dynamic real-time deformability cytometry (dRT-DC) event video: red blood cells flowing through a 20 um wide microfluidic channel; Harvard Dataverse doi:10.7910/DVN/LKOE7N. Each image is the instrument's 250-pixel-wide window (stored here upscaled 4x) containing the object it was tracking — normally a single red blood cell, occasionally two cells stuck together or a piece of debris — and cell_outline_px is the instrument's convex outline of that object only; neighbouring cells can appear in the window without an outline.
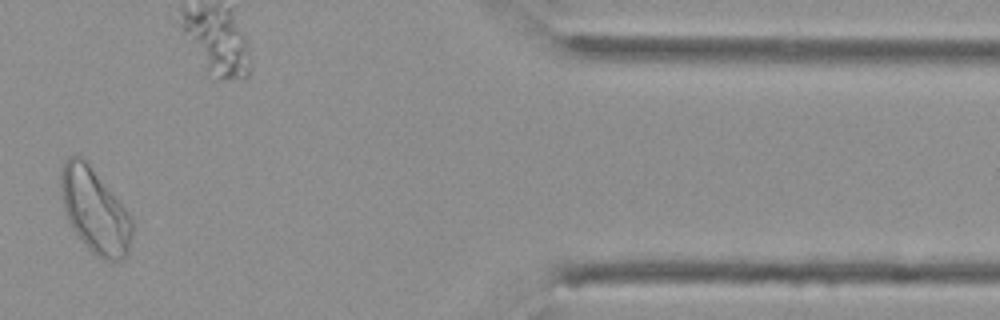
{"species": "Egyptian fruit bat (a non-hibernating species)", "species_latin": "Rousettus aegyptiacus", "temperature_condition": "cold", "stored_images_in_passage": 11, "camera_frame_rate_fps": 3000, "um_per_image_px": 0.085, "animal": {"sex": "female"}, "frame": {"image": 1, "passage_image": 10, "time_ms": 3.0, "image_size_px": [1000, 320], "cell_outline_px": [[132, 236], [128, 256], [124, 260], [104, 260], [96, 256], [88, 248], [72, 228], [68, 220], [64, 208], [60, 188], [60, 168], [64, 160], [68, 156], [80, 156], [88, 160], [128, 212], [132, 220]], "centroid_in_image_um": [8.05, 17.88], "position_along_channel_um": 403.3, "area_um2": 35.55}}